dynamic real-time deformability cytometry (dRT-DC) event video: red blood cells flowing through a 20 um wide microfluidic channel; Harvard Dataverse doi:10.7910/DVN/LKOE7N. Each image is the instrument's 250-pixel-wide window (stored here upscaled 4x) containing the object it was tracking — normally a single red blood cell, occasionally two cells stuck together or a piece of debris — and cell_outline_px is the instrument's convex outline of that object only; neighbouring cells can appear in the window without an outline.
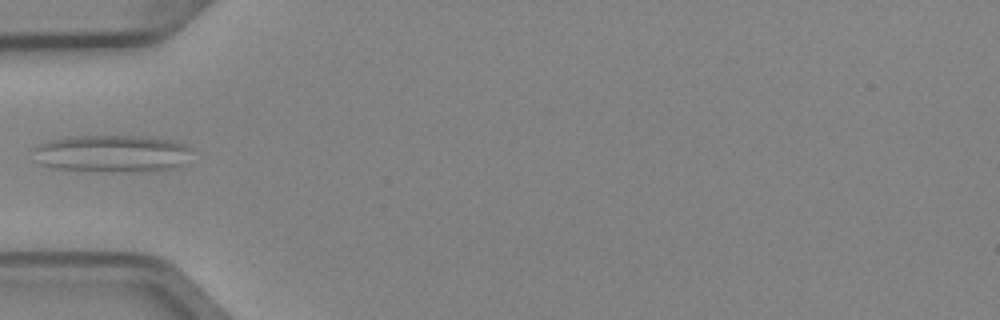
{"species": "Egyptian fruit bat (a non-hibernating species)", "species_latin": "Rousettus aegyptiacus", "temperature_condition": "cold", "stored_images_in_passage": 5, "camera_frame_rate_fps": 3000, "um_per_image_px": 0.085, "animal": {"sex": "female"}, "frame": {"image": 1, "passage_image": 5, "time_ms": 1.333, "image_size_px": [1000, 320], "cell_outline_px": [[192, 148], [180, 164], [168, 168], [52, 168], [40, 164], [32, 160], [32, 148], [40, 144], [52, 140], [76, 136], [152, 136], [172, 140], [184, 144]], "centroid_in_image_um": [9.39, 12.96], "position_along_channel_um": 75.6, "area_um2": 32.43}}